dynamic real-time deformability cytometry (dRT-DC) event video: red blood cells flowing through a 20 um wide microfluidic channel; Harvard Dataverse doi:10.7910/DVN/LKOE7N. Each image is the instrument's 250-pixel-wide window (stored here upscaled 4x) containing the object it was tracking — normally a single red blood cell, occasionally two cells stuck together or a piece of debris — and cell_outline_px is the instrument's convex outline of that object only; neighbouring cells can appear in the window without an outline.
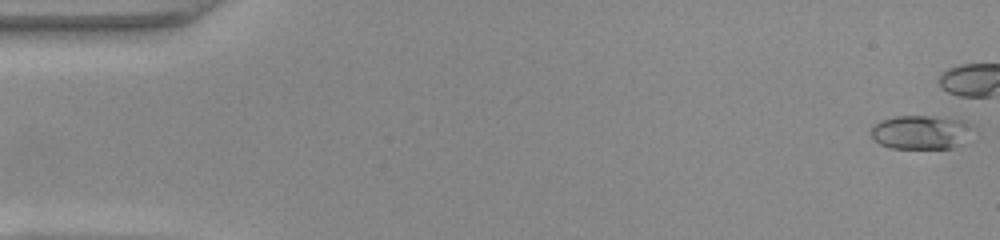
{"species": "common noctule bat (a hibernating species)", "species_latin": "Nyctalus noctula", "temperature_condition": "warm", "stored_images_in_passage": 17, "camera_frame_rate_fps": 3000, "um_per_image_px": 0.085, "animal": {"sex": "female", "body_mass_g": 22.0, "forearm_length_mm": 56.7}, "frame": {"image": 1, "passage_image": 1, "time_ms": 0.0, "image_size_px": [1000, 240], "cell_outline_px": [[964, 124], [952, 148], [888, 148], [872, 140], [872, 128], [880, 120], [896, 116], [928, 116], [960, 120]], "centroid_in_image_um": [77.94, 11.24], "position_along_channel_um": 7.1, "area_um2": 18.44}}